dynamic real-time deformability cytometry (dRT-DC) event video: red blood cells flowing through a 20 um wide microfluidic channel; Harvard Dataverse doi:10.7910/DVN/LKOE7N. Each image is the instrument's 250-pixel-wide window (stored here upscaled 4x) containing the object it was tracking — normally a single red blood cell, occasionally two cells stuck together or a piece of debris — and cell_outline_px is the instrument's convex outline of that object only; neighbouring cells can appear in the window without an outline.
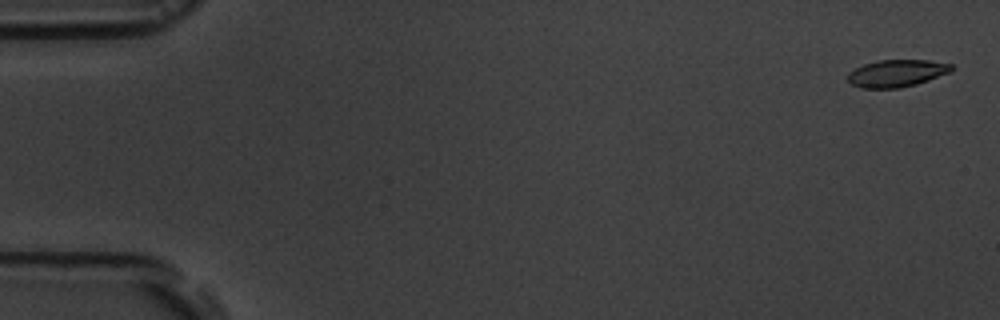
{"species": "common noctule bat (a hibernating species)", "species_latin": "Nyctalus noctula", "temperature_condition": "room temperature", "stored_images_in_passage": 6, "camera_frame_rate_fps": 3000, "um_per_image_px": 0.085, "animal": {"sex": "male", "body_mass_g": 19.5, "forearm_length_mm": 54.6}, "frame": {"image": 1, "passage_image": 1, "time_ms": 0.0, "image_size_px": [1000, 320], "cell_outline_px": [[956, 68], [952, 72], [916, 84], [900, 88], [860, 88], [852, 84], [848, 80], [848, 72], [864, 64], [880, 60], [928, 60], [952, 64]], "centroid_in_image_um": [76.26, 6.23], "position_along_channel_um": 8.7, "area_um2": 16.53}}
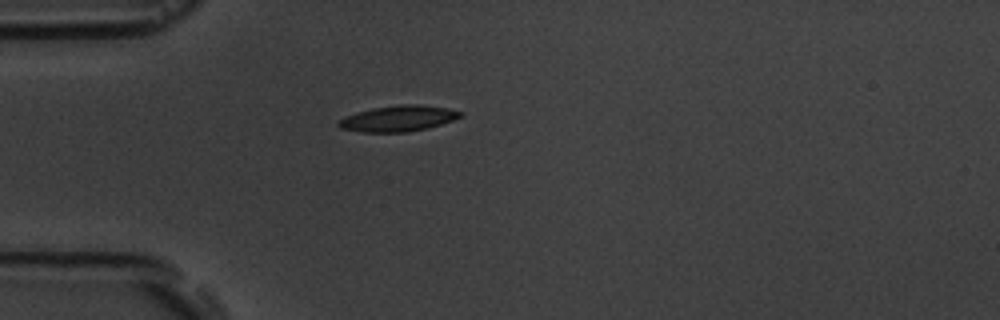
{"frame": {"image": 2, "passage_image": 5, "time_ms": 4.667, "image_size_px": [1000, 320], "cell_outline_px": [[464, 116], [428, 128], [408, 132], [364, 132], [340, 128], [336, 124], [340, 120], [356, 112], [372, 108], [400, 104], [420, 104], [448, 108], [464, 112]], "centroid_in_image_um": [33.9, 10.06], "position_along_channel_um": 51.1, "area_um2": 18.38}}